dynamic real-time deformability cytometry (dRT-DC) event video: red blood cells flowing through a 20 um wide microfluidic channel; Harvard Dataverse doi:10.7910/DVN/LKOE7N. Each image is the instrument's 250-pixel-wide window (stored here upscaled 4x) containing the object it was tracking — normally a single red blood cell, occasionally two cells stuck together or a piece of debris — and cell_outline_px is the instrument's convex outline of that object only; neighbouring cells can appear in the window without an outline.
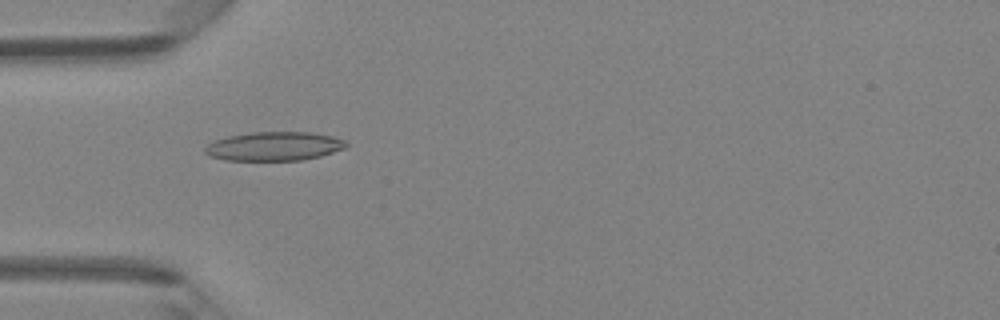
{"species": "Egyptian fruit bat (a non-hibernating species)", "species_latin": "Rousettus aegyptiacus", "temperature_condition": "room temperature", "stored_images_in_passage": 47, "camera_frame_rate_fps": 3000, "um_per_image_px": 0.085, "animal": {"sex": "female"}, "frame": {"image": 1, "passage_image": 15, "time_ms": 4.667, "image_size_px": [1000, 320], "cell_outline_px": [[348, 144], [344, 148], [320, 156], [300, 160], [224, 160], [208, 156], [204, 152], [204, 148], [208, 144], [216, 140], [228, 136], [252, 132], [308, 132], [332, 136], [348, 140]], "centroid_in_image_um": [23.29, 12.43], "position_along_channel_um": 61.7, "area_um2": 23.76}}
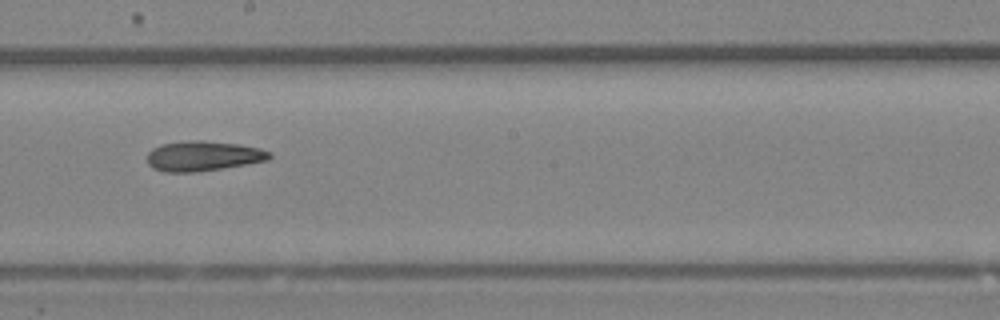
{"frame": {"image": 2, "passage_image": 27, "time_ms": 8.667, "image_size_px": [1000, 320], "cell_outline_px": [[272, 156], [268, 160], [248, 164], [224, 168], [196, 172], [164, 172], [152, 168], [148, 164], [148, 152], [152, 148], [160, 144], [192, 140], [204, 140], [236, 144], [260, 148], [272, 152]], "centroid_in_image_um": [17.27, 13.26], "position_along_channel_um": 230.9, "area_um2": 21.56}}
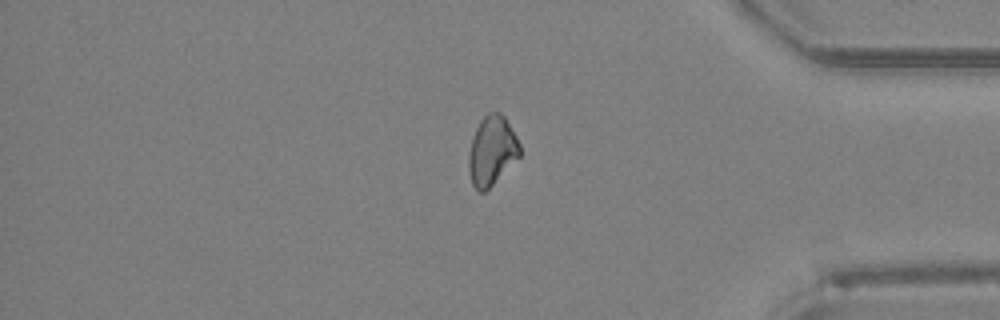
{"frame": {"image": 3, "passage_image": 40, "time_ms": 13.0, "image_size_px": [1000, 320], "cell_outline_px": [[520, 156], [484, 192], [480, 192], [472, 184], [468, 168], [468, 156], [472, 140], [476, 128], [480, 120], [488, 112], [500, 112], [504, 116], [516, 136], [520, 144]], "centroid_in_image_um": [41.8, 12.79], "position_along_channel_um": 393.4, "area_um2": 20.35}}